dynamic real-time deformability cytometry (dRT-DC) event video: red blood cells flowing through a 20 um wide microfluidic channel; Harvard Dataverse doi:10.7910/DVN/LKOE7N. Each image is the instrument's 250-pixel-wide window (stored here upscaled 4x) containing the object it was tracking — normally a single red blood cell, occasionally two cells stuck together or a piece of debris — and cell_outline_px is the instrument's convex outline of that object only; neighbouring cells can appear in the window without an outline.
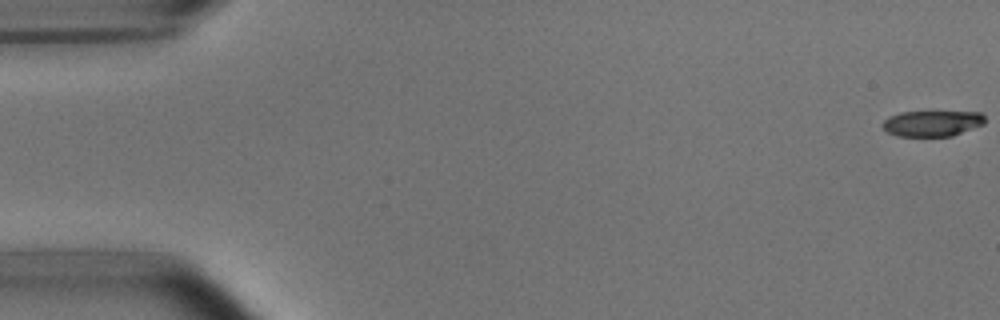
{"species": "common noctule bat (a hibernating species)", "species_latin": "Nyctalus noctula", "temperature_condition": "room temperature", "stored_images_in_passage": 14, "camera_frame_rate_fps": 3000, "um_per_image_px": 0.085, "animal": {"sex": "male", "body_mass_g": 15.6}, "frame": {"image": 1, "passage_image": 1, "time_ms": 0.0, "image_size_px": [1000, 320], "cell_outline_px": [[984, 124], [952, 136], [896, 136], [888, 132], [884, 128], [884, 120], [900, 112], [980, 112], [984, 116]], "centroid_in_image_um": [79.26, 10.49], "position_along_channel_um": 5.7, "area_um2": 15.14}}
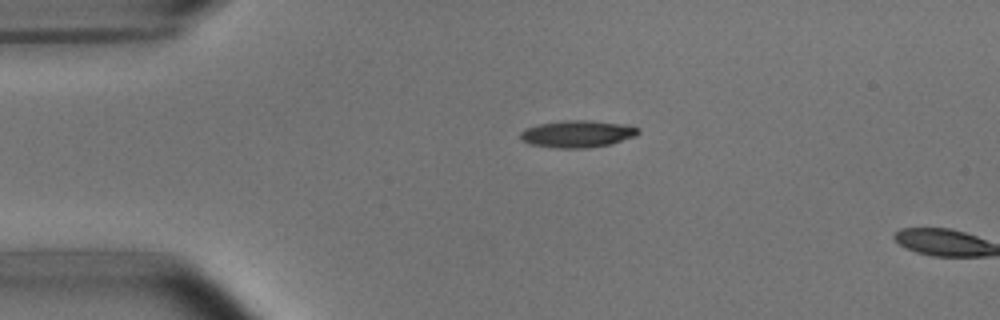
{"frame": {"image": 2, "passage_image": 12, "time_ms": 3.667, "image_size_px": [1000, 320], "cell_outline_px": [[640, 132], [636, 136], [608, 144], [588, 148], [556, 148], [528, 144], [520, 140], [520, 132], [528, 128], [540, 124], [564, 120], [588, 120], [620, 124], [640, 128]], "centroid_in_image_um": [49.05, 11.39], "position_along_channel_um": 36.0, "area_um2": 18.44}}